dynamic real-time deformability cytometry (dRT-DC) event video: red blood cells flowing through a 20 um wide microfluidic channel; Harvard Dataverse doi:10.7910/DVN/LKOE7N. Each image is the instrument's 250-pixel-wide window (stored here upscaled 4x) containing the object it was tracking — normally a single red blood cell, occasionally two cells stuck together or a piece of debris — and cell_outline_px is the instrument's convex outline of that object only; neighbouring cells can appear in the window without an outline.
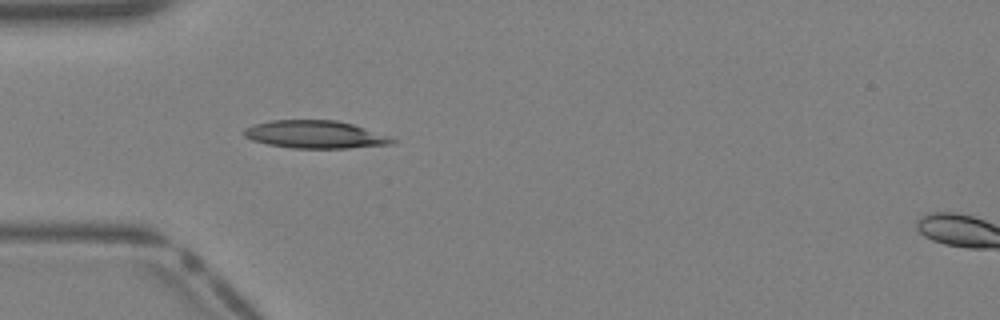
{"species": "Egyptian fruit bat (a non-hibernating species)", "species_latin": "Rousettus aegyptiacus", "temperature_condition": "warm", "stored_images_in_passage": 7, "camera_frame_rate_fps": 3000, "um_per_image_px": 0.085, "animal": {"sex": "female"}, "frame": {"image": 1, "passage_image": 1, "time_ms": 0.0, "image_size_px": [1000, 320], "cell_outline_px": [[396, 140], [392, 144], [348, 148], [292, 148], [268, 144], [252, 140], [244, 136], [244, 128], [256, 124], [272, 120], [336, 120], [352, 124], [364, 128]], "centroid_in_image_um": [26.74, 11.43], "position_along_channel_um": 58.3, "area_um2": 23.58}}
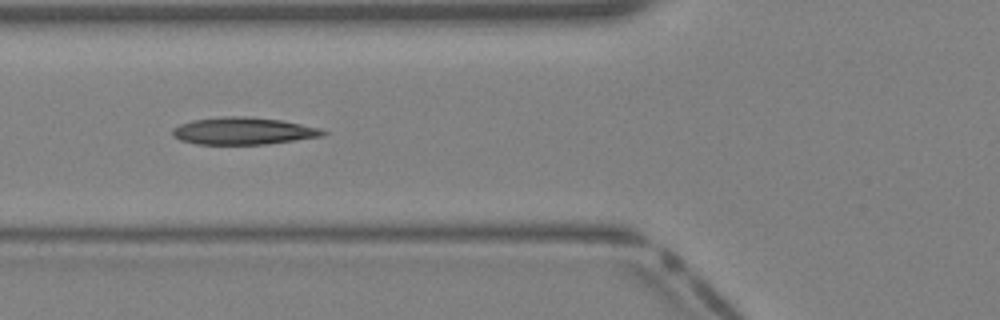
{"frame": {"image": 2, "passage_image": 4, "time_ms": 1.0, "image_size_px": [1000, 320], "cell_outline_px": [[328, 132], [324, 136], [264, 144], [196, 144], [180, 140], [172, 136], [172, 128], [180, 124], [192, 120], [228, 116], [248, 116], [280, 120], [320, 128]], "centroid_in_image_um": [20.65, 11.13], "position_along_channel_um": 105.1, "area_um2": 23.76}}
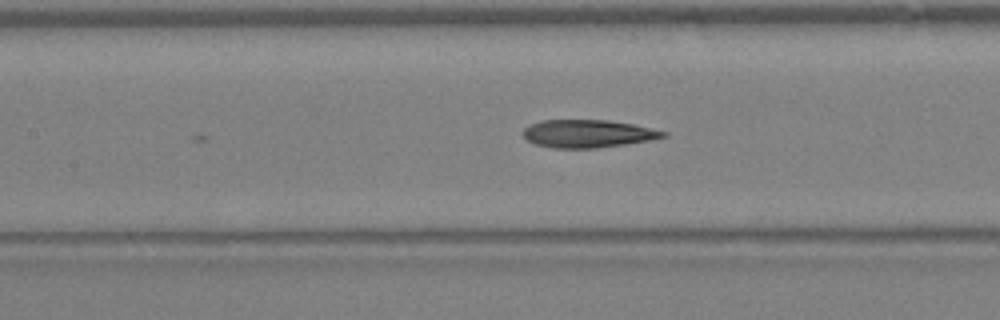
{"frame": {"image": 3, "passage_image": 7, "time_ms": 2.0, "image_size_px": [1000, 320], "cell_outline_px": [[668, 136], [648, 140], [624, 144], [596, 148], [552, 148], [536, 144], [528, 140], [524, 136], [524, 128], [528, 124], [544, 120], [608, 120], [632, 124], [668, 132]], "centroid_in_image_um": [49.95, 11.35], "position_along_channel_um": 157.4, "area_um2": 22.54}}